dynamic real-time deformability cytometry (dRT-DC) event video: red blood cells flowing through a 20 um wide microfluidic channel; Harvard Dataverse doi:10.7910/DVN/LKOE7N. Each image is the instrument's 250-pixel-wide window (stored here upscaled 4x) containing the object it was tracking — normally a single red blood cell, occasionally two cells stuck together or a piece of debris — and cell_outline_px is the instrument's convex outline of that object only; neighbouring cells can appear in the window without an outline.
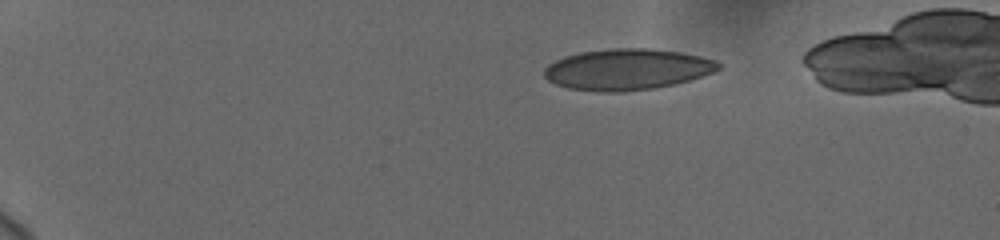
{"species": "human", "species_latin": "Homo sapiens", "temperature_condition": "cold", "stored_images_in_passage": 29, "camera_frame_rate_fps": 3000, "um_per_image_px": 0.085, "donor": {"sex": "female"}, "frame": {"image": 1, "passage_image": 1, "time_ms": 0.0, "image_size_px": [1000, 240], "cell_outline_px": [[720, 68], [712, 72], [688, 80], [672, 84], [652, 88], [616, 92], [604, 92], [568, 88], [556, 84], [548, 80], [544, 76], [544, 68], [548, 64], [564, 56], [580, 52], [612, 48], [648, 48], [680, 52], [700, 56], [712, 60], [720, 64]], "centroid_in_image_um": [53.25, 5.89], "position_along_channel_um": 31.8, "area_um2": 41.27}}
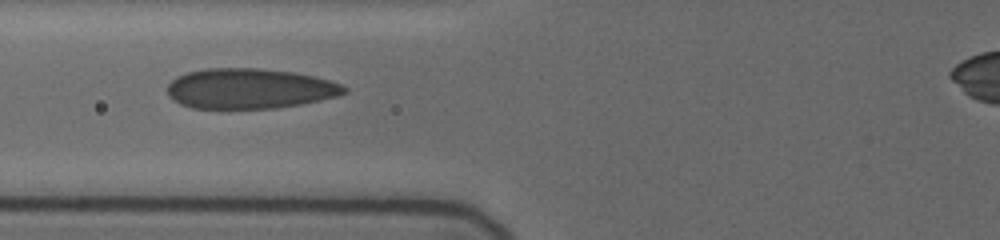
{"frame": {"image": 2, "passage_image": 27, "time_ms": 4.667, "image_size_px": [1000, 240], "cell_outline_px": [[348, 92], [340, 96], [300, 104], [276, 108], [192, 108], [180, 104], [172, 100], [168, 96], [168, 84], [172, 80], [188, 72], [208, 68], [260, 68], [292, 72], [312, 76], [328, 80], [340, 84], [348, 88]], "centroid_in_image_um": [21.23, 7.53], "position_along_channel_um": 104.6, "area_um2": 41.38}}
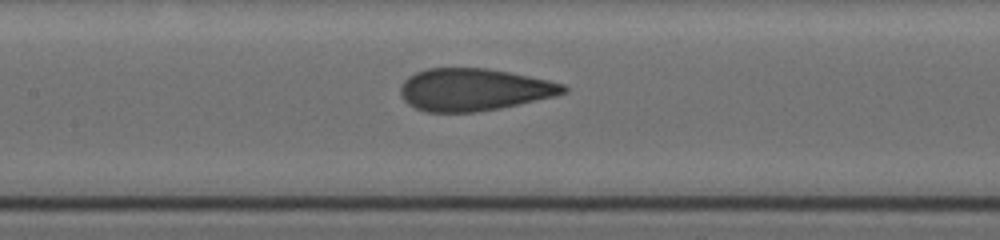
{"frame": {"image": 3, "passage_image": 29, "time_ms": 6.333, "image_size_px": [1000, 240], "cell_outline_px": [[568, 92], [552, 96], [500, 108], [476, 112], [428, 112], [416, 108], [408, 104], [400, 96], [400, 84], [408, 76], [416, 72], [428, 68], [488, 68], [548, 80], [564, 84], [568, 88]], "centroid_in_image_um": [40.23, 7.61], "position_along_channel_um": 167.2, "area_um2": 40.06}}